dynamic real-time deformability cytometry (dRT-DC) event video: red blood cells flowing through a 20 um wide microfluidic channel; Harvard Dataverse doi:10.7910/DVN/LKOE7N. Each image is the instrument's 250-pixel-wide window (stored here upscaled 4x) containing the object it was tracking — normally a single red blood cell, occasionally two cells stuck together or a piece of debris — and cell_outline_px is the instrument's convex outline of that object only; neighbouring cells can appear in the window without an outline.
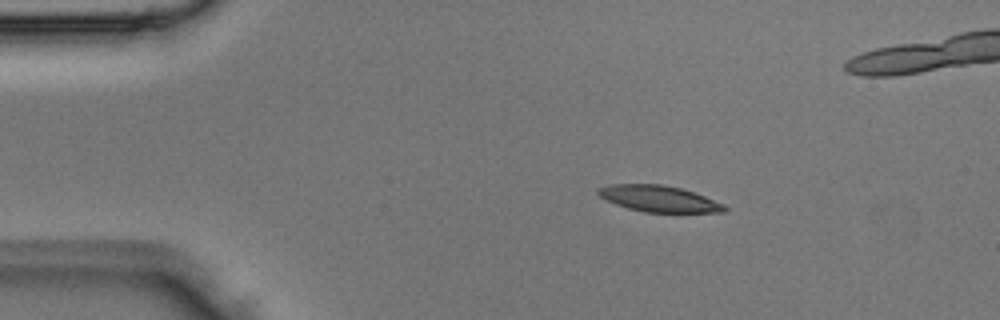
{"species": "Egyptian fruit bat (a non-hibernating species)", "species_latin": "Rousettus aegyptiacus", "temperature_condition": "room temperature", "stored_images_in_passage": 3, "camera_frame_rate_fps": 3000, "um_per_image_px": 0.085, "animal": {"sex": "male"}, "frame": {"image": 1, "passage_image": 1, "time_ms": 0.0, "image_size_px": [1000, 320], "cell_outline_px": [[728, 208], [724, 212], [644, 212], [628, 208], [616, 204], [600, 196], [596, 192], [600, 188], [612, 184], [660, 184], [680, 188], [704, 196], [724, 204]], "centroid_in_image_um": [56.02, 16.89], "position_along_channel_um": 29.0, "area_um2": 19.02}}